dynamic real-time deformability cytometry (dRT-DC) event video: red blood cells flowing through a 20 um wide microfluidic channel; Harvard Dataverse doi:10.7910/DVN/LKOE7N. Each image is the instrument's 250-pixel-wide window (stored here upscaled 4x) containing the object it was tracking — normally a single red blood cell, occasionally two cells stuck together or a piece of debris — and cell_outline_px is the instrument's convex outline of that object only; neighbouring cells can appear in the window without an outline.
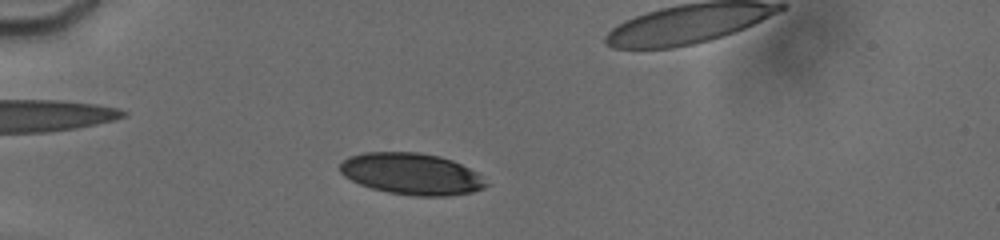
{"species": "human", "species_latin": "Homo sapiens", "temperature_condition": "cold", "stored_images_in_passage": 6, "segment_of_instrument_passage": [1, 2], "camera_frame_rate_fps": 3000, "um_per_image_px": 0.085, "donor": {"sex": "male"}, "frame": {"image": 1, "passage_image": 3, "time_ms": 2.0, "image_size_px": [1000, 240], "cell_outline_px": [[488, 184], [484, 188], [472, 192], [448, 196], [412, 196], [388, 192], [372, 188], [360, 184], [344, 176], [340, 172], [340, 164], [348, 156], [364, 152], [420, 152], [440, 156], [452, 160], [476, 172]], "centroid_in_image_um": [34.97, 14.78], "position_along_channel_um": 50.0, "area_um2": 35.32}}
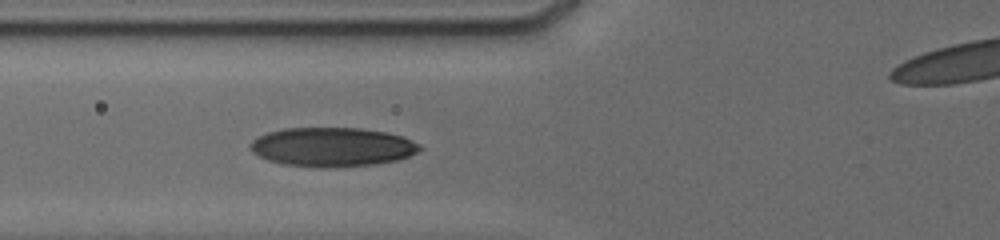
{"frame": {"image": 2, "passage_image": 5, "time_ms": 4.0, "image_size_px": [1000, 240], "cell_outline_px": [[424, 148], [408, 156], [396, 160], [376, 164], [328, 168], [320, 168], [284, 164], [268, 160], [252, 152], [248, 144], [252, 140], [268, 132], [284, 128], [360, 128], [388, 132], [404, 136], [420, 144]], "centroid_in_image_um": [28.26, 12.49], "position_along_channel_um": 97.5, "area_um2": 38.84}}